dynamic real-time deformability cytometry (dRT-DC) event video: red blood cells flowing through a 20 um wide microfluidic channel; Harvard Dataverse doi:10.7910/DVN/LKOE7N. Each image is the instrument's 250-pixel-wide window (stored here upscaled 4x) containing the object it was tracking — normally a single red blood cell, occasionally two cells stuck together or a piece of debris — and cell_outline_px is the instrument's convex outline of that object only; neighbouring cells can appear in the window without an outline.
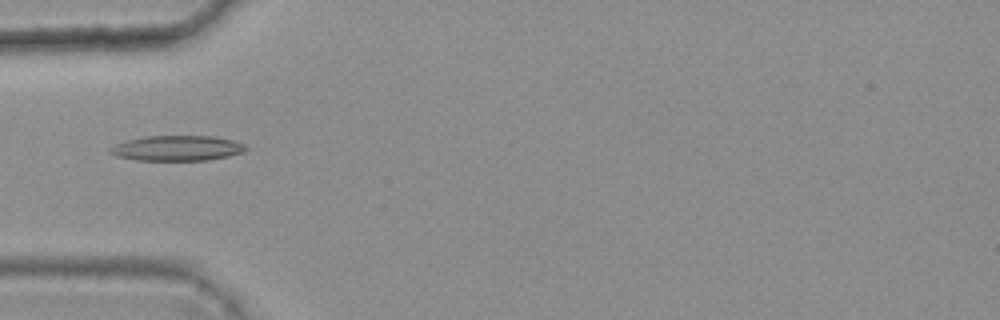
{"species": "common noctule bat (a hibernating species)", "species_latin": "Nyctalus noctula", "temperature_condition": "warm", "stored_images_in_passage": 3, "camera_frame_rate_fps": 3000, "um_per_image_px": 0.085, "animal": {"sex": "female", "body_mass_g": 25.1}, "frame": {"image": 1, "passage_image": 3, "time_ms": 0.667, "image_size_px": [1000, 320], "cell_outline_px": [[248, 148], [244, 152], [228, 156], [208, 160], [136, 160], [116, 156], [108, 152], [108, 148], [116, 144], [128, 140], [144, 136], [212, 136], [232, 140], [244, 144]], "centroid_in_image_um": [15.04, 12.59], "position_along_channel_um": 70.0, "area_um2": 19.94}}